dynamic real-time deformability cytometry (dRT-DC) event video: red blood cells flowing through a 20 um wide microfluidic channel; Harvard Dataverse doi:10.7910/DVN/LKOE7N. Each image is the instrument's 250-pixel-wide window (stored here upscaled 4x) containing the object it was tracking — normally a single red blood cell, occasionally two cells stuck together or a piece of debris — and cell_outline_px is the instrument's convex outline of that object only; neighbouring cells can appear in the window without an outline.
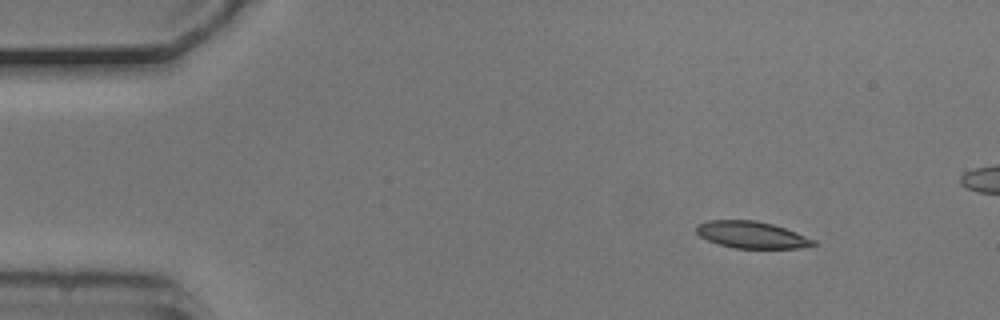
{"species": "common noctule bat (a hibernating species)", "species_latin": "Nyctalus noctula", "temperature_condition": "cold", "stored_images_in_passage": 11, "camera_frame_rate_fps": 3000, "um_per_image_px": 0.085, "animal": {"sex": "male", "body_mass_g": 20.5, "forearm_length_mm": 52.5}, "frame": {"image": 1, "passage_image": 1, "time_ms": 0.0, "image_size_px": [1000, 320], "cell_outline_px": [[816, 244], [796, 248], [732, 248], [708, 240], [700, 236], [696, 232], [696, 224], [708, 220], [756, 220], [772, 224], [796, 232], [816, 240]], "centroid_in_image_um": [63.86, 19.95], "position_along_channel_um": 21.1, "area_um2": 18.21}}
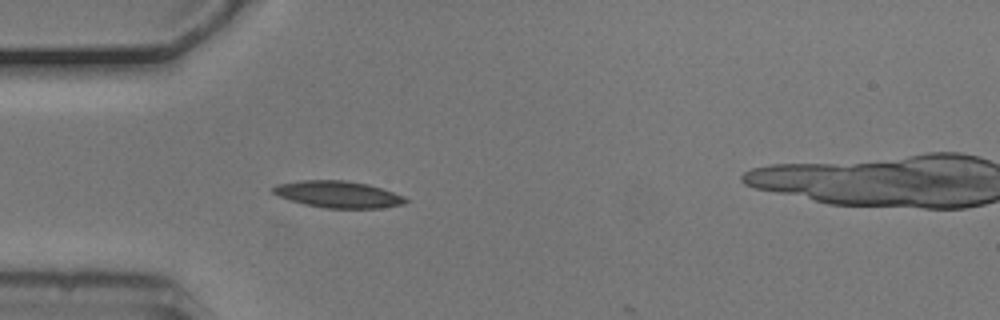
{"frame": {"image": 2, "passage_image": 10, "time_ms": 3.0, "image_size_px": [1000, 320], "cell_outline_px": [[408, 200], [404, 204], [380, 208], [324, 208], [304, 204], [280, 196], [272, 192], [272, 188], [276, 184], [300, 180], [344, 180], [368, 184], [404, 196]], "centroid_in_image_um": [28.73, 16.52], "position_along_channel_um": 56.3, "area_um2": 20.52}}